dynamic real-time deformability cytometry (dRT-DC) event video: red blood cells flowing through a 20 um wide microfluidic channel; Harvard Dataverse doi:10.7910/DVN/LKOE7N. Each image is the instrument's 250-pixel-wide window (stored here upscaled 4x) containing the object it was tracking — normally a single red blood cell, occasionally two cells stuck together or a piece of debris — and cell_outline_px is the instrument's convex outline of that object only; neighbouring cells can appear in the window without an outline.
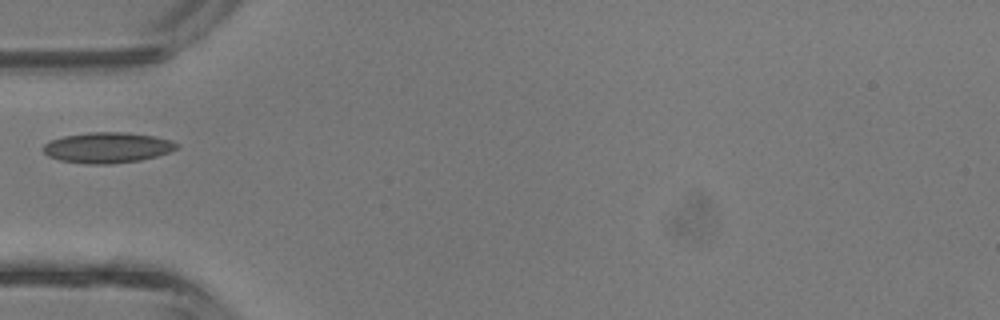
{"species": "common noctule bat (a hibernating species)", "species_latin": "Nyctalus noctula", "temperature_condition": "room temperature", "stored_images_in_passage": 4, "camera_frame_rate_fps": 3000, "um_per_image_px": 0.085, "animal": {"sex": "male", "body_mass_g": 13.3}, "frame": {"image": 1, "passage_image": 4, "time_ms": 1.0, "image_size_px": [1000, 320], "cell_outline_px": [[180, 144], [176, 148], [168, 152], [156, 156], [140, 160], [112, 164], [84, 164], [60, 160], [48, 156], [40, 148], [44, 144], [52, 140], [64, 136], [88, 132], [124, 132], [156, 136], [172, 140]], "centroid_in_image_um": [9.12, 12.54], "position_along_channel_um": 75.9, "area_um2": 23.93}}